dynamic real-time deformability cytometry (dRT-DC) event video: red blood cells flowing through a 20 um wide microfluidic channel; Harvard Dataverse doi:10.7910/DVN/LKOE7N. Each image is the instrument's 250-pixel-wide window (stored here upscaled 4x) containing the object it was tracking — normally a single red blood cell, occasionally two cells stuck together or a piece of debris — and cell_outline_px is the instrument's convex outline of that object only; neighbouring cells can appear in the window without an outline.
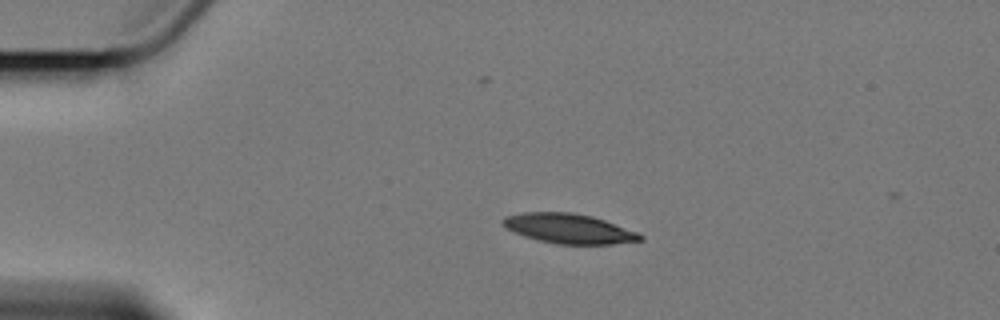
{"species": "Egyptian fruit bat (a non-hibernating species)", "species_latin": "Rousettus aegyptiacus", "temperature_condition": "cold", "stored_images_in_passage": 3, "camera_frame_rate_fps": 3000, "um_per_image_px": 0.085, "animal": {"sex": "female"}, "frame": {"image": 1, "passage_image": 1, "time_ms": 0.0, "image_size_px": [1000, 320], "cell_outline_px": [[644, 240], [612, 244], [556, 244], [524, 236], [512, 232], [504, 228], [500, 220], [504, 216], [524, 212], [572, 212], [592, 216], [640, 232], [644, 236]], "centroid_in_image_um": [48.34, 19.42], "position_along_channel_um": 36.7, "area_um2": 24.1}}
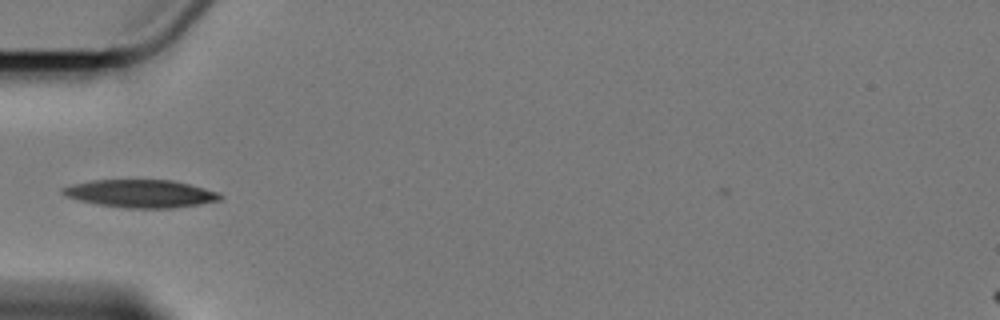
{"frame": {"image": 2, "passage_image": 3, "time_ms": 2.333, "image_size_px": [1000, 320], "cell_outline_px": [[224, 196], [220, 200], [200, 204], [172, 208], [124, 208], [96, 204], [64, 196], [60, 192], [60, 188], [72, 184], [92, 180], [172, 180], [220, 192]], "centroid_in_image_um": [11.94, 16.46], "position_along_channel_um": 73.1, "area_um2": 25.66}}